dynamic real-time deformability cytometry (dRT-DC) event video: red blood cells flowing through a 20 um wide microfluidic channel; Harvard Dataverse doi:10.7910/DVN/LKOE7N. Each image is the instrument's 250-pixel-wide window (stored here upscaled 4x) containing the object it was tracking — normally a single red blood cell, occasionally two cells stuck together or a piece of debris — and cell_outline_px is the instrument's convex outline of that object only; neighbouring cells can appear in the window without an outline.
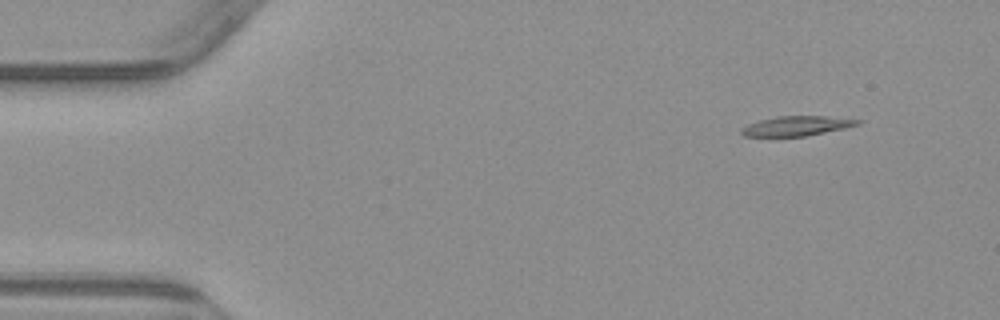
{"species": "common noctule bat (a hibernating species)", "species_latin": "Nyctalus noctula", "temperature_condition": "warm", "stored_images_in_passage": 5, "camera_frame_rate_fps": 3000, "um_per_image_px": 0.085, "animal": {"sex": "male", "body_mass_g": 23.1, "forearm_length_mm": 52.7}, "frame": {"image": 1, "passage_image": 2, "time_ms": 1.333, "image_size_px": [1000, 320], "cell_outline_px": [[864, 120], [860, 124], [844, 128], [808, 136], [744, 136], [740, 132], [740, 128], [748, 124], [760, 120], [776, 116], [824, 116]], "centroid_in_image_um": [67.72, 10.7], "position_along_channel_um": 17.3, "area_um2": 13.35}}
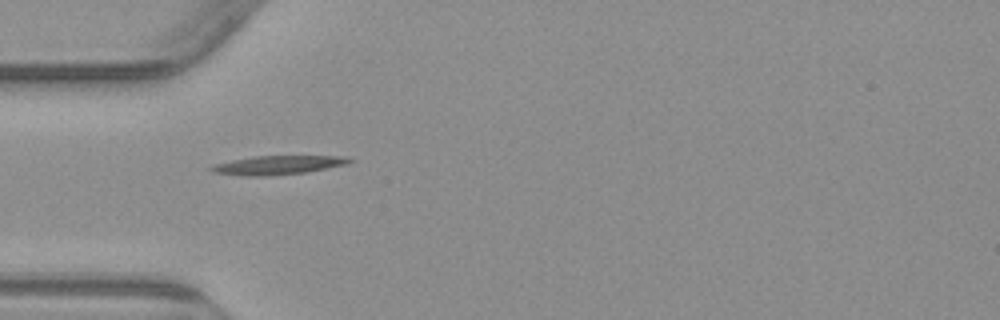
{"frame": {"image": 2, "passage_image": 4, "time_ms": 5.0, "image_size_px": [1000, 320], "cell_outline_px": [[356, 160], [348, 164], [304, 172], [264, 176], [244, 176], [212, 172], [208, 168], [212, 164], [232, 160], [256, 156], [344, 156]], "centroid_in_image_um": [23.59, 14.03], "position_along_channel_um": 61.4, "area_um2": 15.14}}
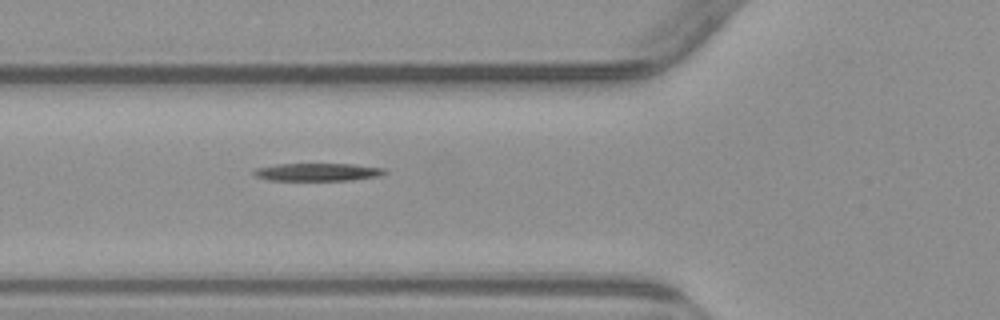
{"frame": {"image": 3, "passage_image": 5, "time_ms": 6.0, "image_size_px": [1000, 320], "cell_outline_px": [[388, 172], [380, 176], [352, 180], [268, 180], [256, 176], [252, 172], [256, 168], [276, 164], [352, 164], [384, 168]], "centroid_in_image_um": [27.02, 14.62], "position_along_channel_um": 98.8, "area_um2": 13.53}}